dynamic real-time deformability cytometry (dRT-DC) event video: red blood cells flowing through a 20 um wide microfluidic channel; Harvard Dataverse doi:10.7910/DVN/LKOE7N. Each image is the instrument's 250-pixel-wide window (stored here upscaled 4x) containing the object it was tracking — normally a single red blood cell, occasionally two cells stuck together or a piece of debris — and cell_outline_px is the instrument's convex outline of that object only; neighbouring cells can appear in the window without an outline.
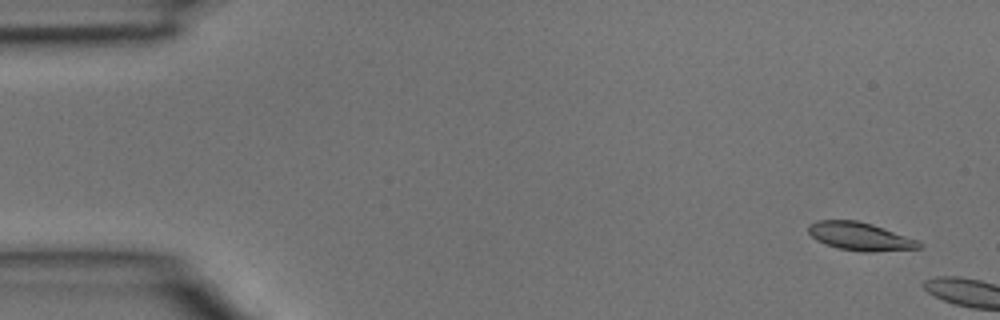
{"species": "common noctule bat (a hibernating species)", "species_latin": "Nyctalus noctula", "temperature_condition": "room temperature", "stored_images_in_passage": 2, "camera_frame_rate_fps": 3000, "um_per_image_px": 0.085, "animal": {"sex": "male", "body_mass_g": 15.6}, "frame": {"image": 1, "passage_image": 1, "time_ms": 0.0, "image_size_px": [1000, 320], "cell_outline_px": [[924, 248], [872, 252], [864, 252], [840, 248], [824, 244], [816, 240], [808, 232], [808, 224], [816, 220], [856, 220], [872, 224], [920, 240], [924, 244]], "centroid_in_image_um": [73.15, 20.09], "position_along_channel_um": 11.9, "area_um2": 18.38}}